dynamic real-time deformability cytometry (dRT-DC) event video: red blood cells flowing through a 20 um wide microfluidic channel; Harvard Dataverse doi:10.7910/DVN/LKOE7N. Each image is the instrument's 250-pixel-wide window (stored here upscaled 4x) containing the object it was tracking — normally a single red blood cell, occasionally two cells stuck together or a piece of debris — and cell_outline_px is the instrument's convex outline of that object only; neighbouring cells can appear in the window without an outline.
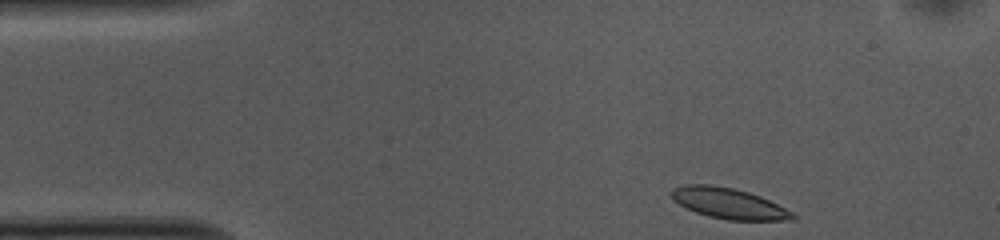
{"species": "common noctule bat (a hibernating species)", "species_latin": "Nyctalus noctula", "temperature_condition": "cold", "stored_images_in_passage": 37, "camera_frame_rate_fps": 3000, "um_per_image_px": 0.085, "animal": {"sex": "female", "body_mass_g": 10.0, "forearm_length_mm": 53.1}, "frame": {"image": 1, "passage_image": 1, "time_ms": 0.0, "image_size_px": [1000, 240], "cell_outline_px": [[796, 220], [728, 220], [708, 216], [696, 212], [672, 200], [668, 192], [672, 188], [684, 184], [712, 184], [732, 188], [748, 192], [760, 196], [792, 212], [796, 216]], "centroid_in_image_um": [61.88, 17.27], "position_along_channel_um": 23.1, "area_um2": 21.68}}
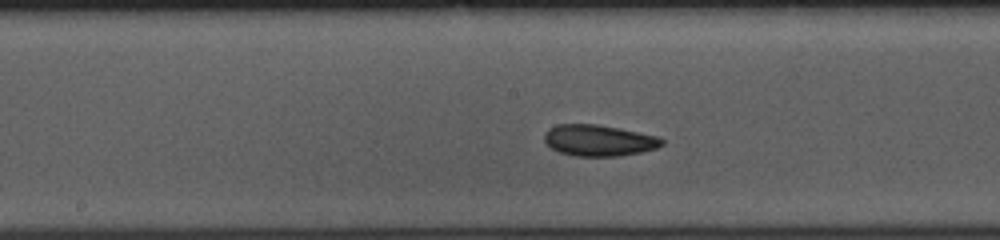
{"frame": {"image": 2, "passage_image": 20, "time_ms": 6.333, "image_size_px": [1000, 240], "cell_outline_px": [[664, 144], [656, 148], [640, 152], [620, 156], [576, 156], [560, 152], [552, 148], [544, 140], [544, 132], [548, 128], [556, 124], [596, 124], [620, 128], [660, 136], [664, 140]], "centroid_in_image_um": [50.91, 11.92], "position_along_channel_um": 197.3, "area_um2": 21.56}}
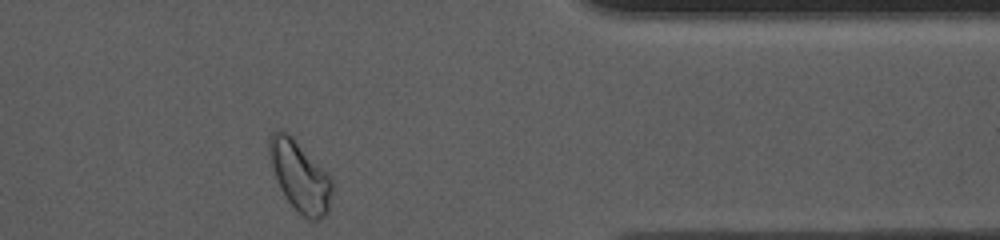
{"frame": {"image": 3, "passage_image": 37, "time_ms": 12.0, "image_size_px": [1000, 240], "cell_outline_px": [[332, 192], [328, 212], [324, 216], [316, 220], [308, 220], [284, 196], [276, 180], [268, 152], [268, 140], [272, 132], [280, 128], [288, 132], [328, 172], [332, 180]], "centroid_in_image_um": [25.49, 14.94], "position_along_channel_um": 385.9, "area_um2": 25.89}, "authors_computed_cell_mechanics": {"area_um2": 21.4438, "velocity_mm_per_s": 3.6995, "shape_relaxation_time_tau1_ms": 8.0299, "shape_relaxation_time_tau2_ms": 5.1969, "deformation_change_tau1": 0.1525, "deformation_change_tau2": 0.0987}}